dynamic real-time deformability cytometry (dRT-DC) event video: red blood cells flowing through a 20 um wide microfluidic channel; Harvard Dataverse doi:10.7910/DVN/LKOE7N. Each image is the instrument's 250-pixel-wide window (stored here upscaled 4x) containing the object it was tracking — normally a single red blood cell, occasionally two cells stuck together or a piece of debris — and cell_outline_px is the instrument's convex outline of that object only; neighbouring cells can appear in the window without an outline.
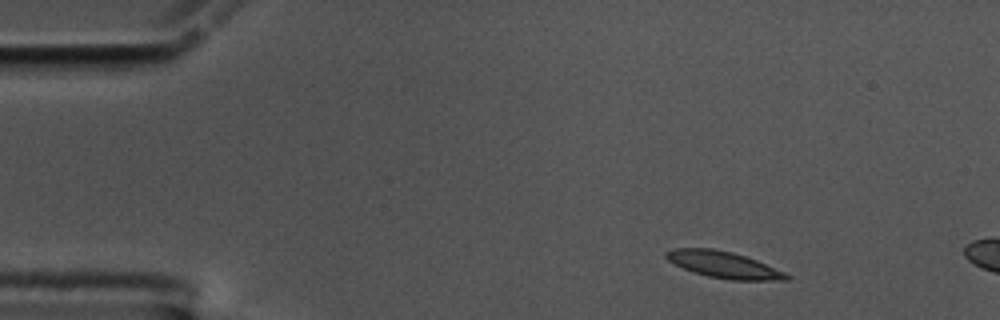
{"species": "common noctule bat (a hibernating species)", "species_latin": "Nyctalus noctula", "temperature_condition": "cold", "stored_images_in_passage": 12, "camera_frame_rate_fps": 3000, "um_per_image_px": 0.085, "animal": {"sex": "male", "body_mass_g": 17.5, "forearm_length_mm": 52.3}, "frame": {"image": 1, "passage_image": 6, "time_ms": 1.667, "image_size_px": [1000, 320], "cell_outline_px": [[792, 276], [788, 280], [728, 280], [708, 276], [692, 272], [668, 260], [664, 256], [664, 252], [672, 248], [712, 248], [732, 252], [756, 260], [784, 272]], "centroid_in_image_um": [61.49, 22.5], "position_along_channel_um": 23.5, "area_um2": 18.55}}